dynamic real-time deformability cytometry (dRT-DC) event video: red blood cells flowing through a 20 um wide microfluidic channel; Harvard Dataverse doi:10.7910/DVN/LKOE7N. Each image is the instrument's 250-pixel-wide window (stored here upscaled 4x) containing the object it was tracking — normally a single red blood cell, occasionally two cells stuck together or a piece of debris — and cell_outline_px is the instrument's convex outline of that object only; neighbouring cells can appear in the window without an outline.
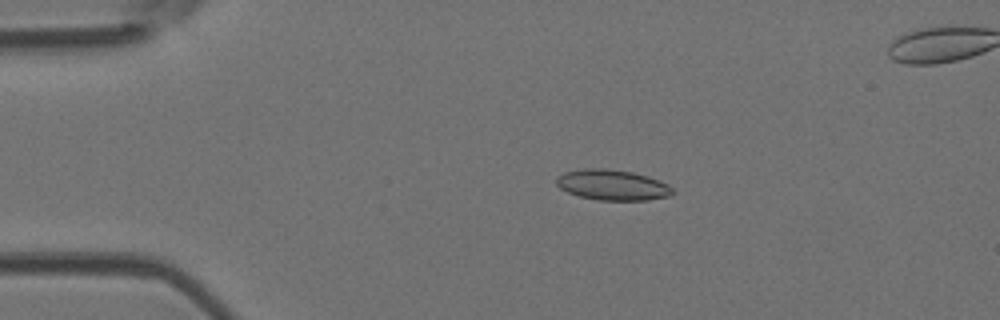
{"species": "Egyptian fruit bat (a non-hibernating species)", "species_latin": "Rousettus aegyptiacus", "temperature_condition": "room temperature", "stored_images_in_passage": 4, "camera_frame_rate_fps": 3000, "um_per_image_px": 0.085, "animal": {"sex": "female"}, "frame": {"image": 1, "passage_image": 2, "time_ms": 0.333, "image_size_px": [1000, 320], "cell_outline_px": [[676, 192], [668, 196], [648, 200], [596, 200], [580, 196], [568, 192], [560, 188], [556, 184], [556, 176], [564, 172], [584, 168], [604, 168], [632, 172], [668, 184]], "centroid_in_image_um": [52.02, 15.72], "position_along_channel_um": 33.0, "area_um2": 20.58}}